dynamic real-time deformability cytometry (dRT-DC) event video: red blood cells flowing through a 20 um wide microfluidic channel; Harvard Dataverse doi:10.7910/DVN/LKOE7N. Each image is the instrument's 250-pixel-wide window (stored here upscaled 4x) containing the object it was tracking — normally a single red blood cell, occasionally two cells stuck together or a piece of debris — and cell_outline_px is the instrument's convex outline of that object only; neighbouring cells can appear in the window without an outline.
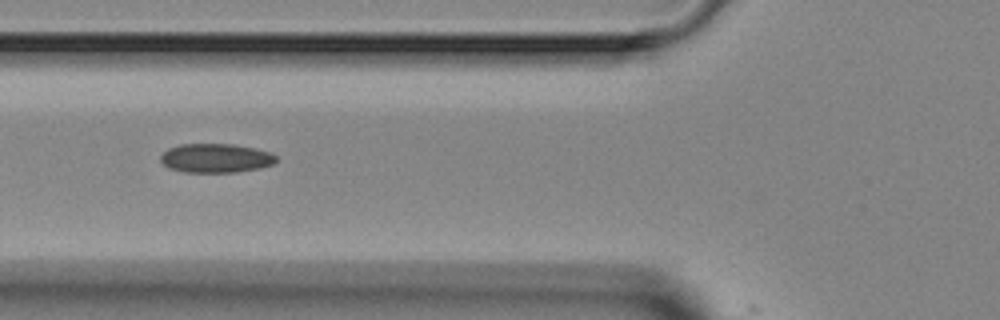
{"species": "Egyptian fruit bat (a non-hibernating species)", "species_latin": "Rousettus aegyptiacus", "temperature_condition": "room temperature", "stored_images_in_passage": 7, "segment_of_instrument_passage": [2, 2], "camera_frame_rate_fps": 3000, "um_per_image_px": 0.085, "animal": {"sex": "female"}, "frame": {"image": 1, "passage_image": 5, "time_ms": 4.667, "image_size_px": [1000, 320], "cell_outline_px": [[276, 160], [272, 164], [260, 168], [236, 172], [184, 172], [168, 168], [160, 160], [160, 156], [168, 148], [180, 144], [232, 144], [256, 148], [272, 152], [276, 156]], "centroid_in_image_um": [18.34, 13.44], "position_along_channel_um": 107.5, "area_um2": 19.65}}
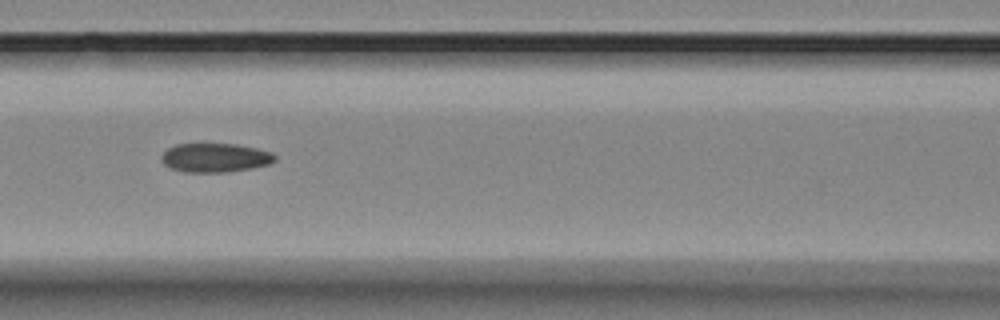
{"frame": {"image": 2, "passage_image": 6, "time_ms": 5.667, "image_size_px": [1000, 320], "cell_outline_px": [[276, 160], [268, 164], [252, 168], [224, 172], [184, 172], [172, 168], [164, 164], [160, 160], [160, 156], [168, 148], [176, 144], [204, 140], [236, 144], [256, 148], [272, 152], [276, 156]], "centroid_in_image_um": [18.24, 13.35], "position_along_channel_um": 148.4, "area_um2": 20.0}}
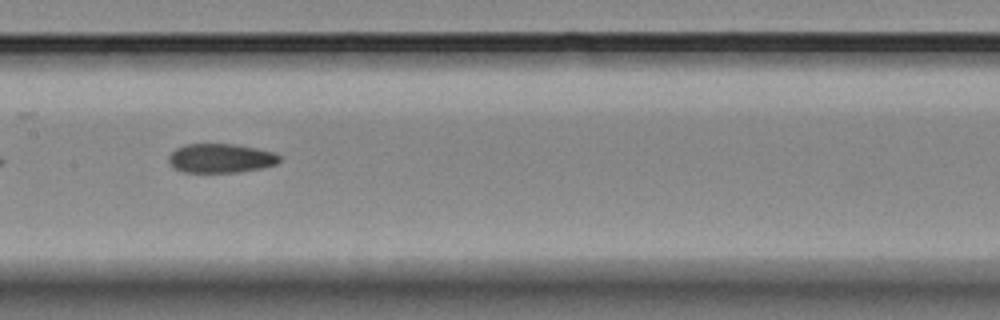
{"frame": {"image": 3, "passage_image": 7, "time_ms": 6.667, "image_size_px": [1000, 320], "cell_outline_px": [[280, 160], [276, 164], [264, 168], [240, 172], [184, 172], [172, 168], [168, 164], [168, 156], [176, 148], [184, 144], [236, 144], [276, 152], [280, 156]], "centroid_in_image_um": [18.76, 13.45], "position_along_channel_um": 188.6, "area_um2": 19.13}}